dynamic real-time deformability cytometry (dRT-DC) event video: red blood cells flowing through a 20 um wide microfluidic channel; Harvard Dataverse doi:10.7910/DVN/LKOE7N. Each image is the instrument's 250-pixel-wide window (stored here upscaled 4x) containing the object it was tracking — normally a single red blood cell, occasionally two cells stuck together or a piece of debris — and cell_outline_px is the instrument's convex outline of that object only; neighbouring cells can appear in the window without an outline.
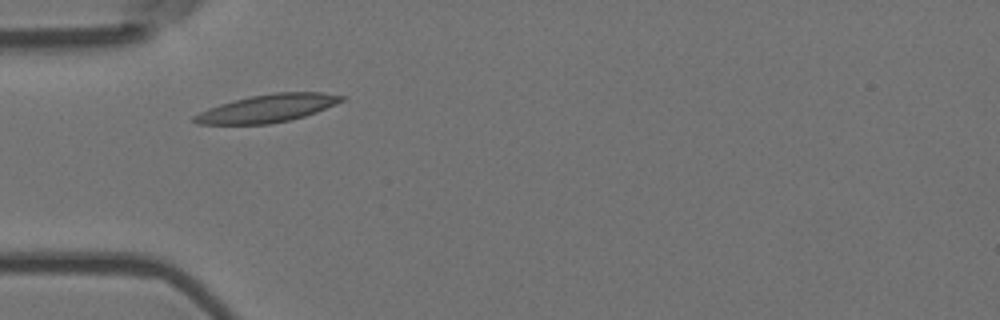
{"species": "Egyptian fruit bat (a non-hibernating species)", "species_latin": "Rousettus aegyptiacus", "temperature_condition": "room temperature", "stored_images_in_passage": 3, "camera_frame_rate_fps": 3000, "um_per_image_px": 0.085, "animal": {"sex": "female"}, "frame": {"image": 1, "passage_image": 2, "time_ms": 0.333, "image_size_px": [1000, 320], "cell_outline_px": [[348, 96], [344, 100], [336, 104], [316, 112], [304, 116], [288, 120], [268, 124], [196, 124], [192, 120], [192, 116], [208, 108], [220, 104], [252, 96], [276, 92], [324, 92]], "centroid_in_image_um": [22.76, 9.2], "position_along_channel_um": 62.2, "area_um2": 23.76}}
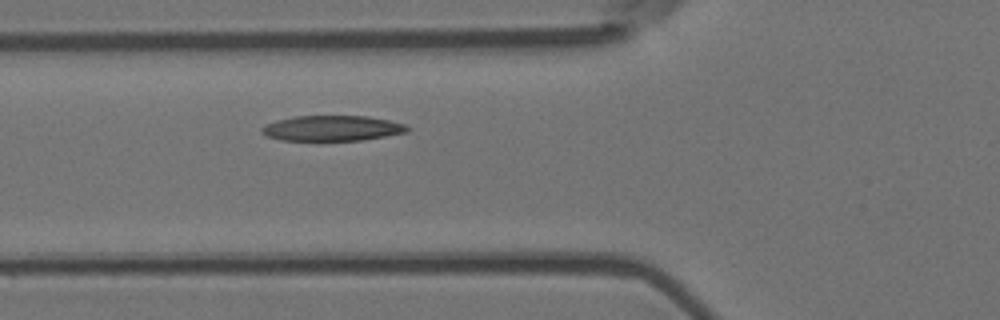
{"frame": {"image": 2, "passage_image": 3, "time_ms": 0.667, "image_size_px": [1000, 320], "cell_outline_px": [[408, 132], [360, 140], [280, 140], [268, 136], [260, 132], [260, 128], [276, 120], [292, 116], [368, 116], [408, 124]], "centroid_in_image_um": [28.23, 10.89], "position_along_channel_um": 97.6, "area_um2": 21.44}}